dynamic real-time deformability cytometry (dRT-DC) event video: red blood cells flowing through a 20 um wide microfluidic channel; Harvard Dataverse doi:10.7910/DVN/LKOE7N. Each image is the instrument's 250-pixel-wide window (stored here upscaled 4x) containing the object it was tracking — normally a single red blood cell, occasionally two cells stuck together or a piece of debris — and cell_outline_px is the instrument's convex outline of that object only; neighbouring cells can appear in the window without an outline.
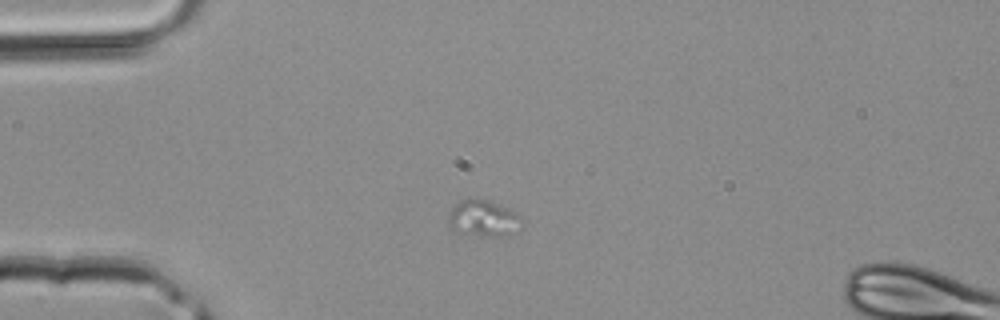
{"species": "common noctule bat (a hibernating species)", "species_latin": "Nyctalus noctula", "temperature_condition": "room temperature", "stored_images_in_passage": 14, "camera_frame_rate_fps": 3000, "um_per_image_px": 0.085, "animal": {"sex": "male", "body_mass_g": 20.4}, "frame": {"image": 1, "passage_image": 7, "time_ms": 2.0, "image_size_px": [1000, 320], "cell_outline_px": [[520, 216], [516, 232], [508, 236], [480, 236], [460, 232], [452, 228], [448, 224], [448, 216], [452, 208], [460, 200], [488, 200], [508, 208], [516, 212]], "centroid_in_image_um": [41.07, 18.58], "position_along_channel_um": 43.9, "area_um2": 15.2}}
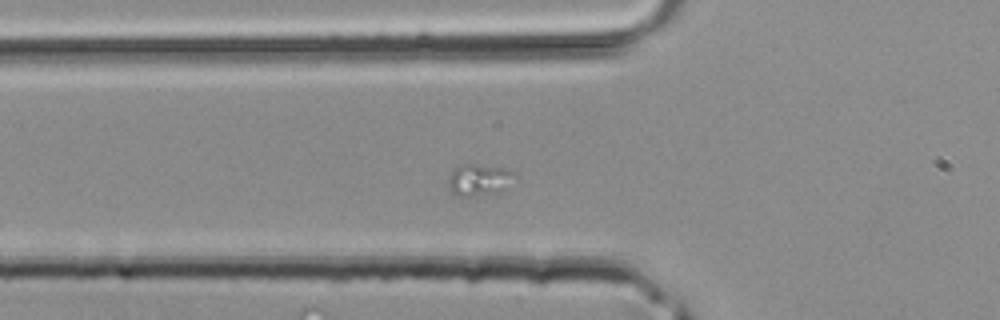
{"frame": {"image": 2, "passage_image": 11, "time_ms": 3.333, "image_size_px": [1000, 320], "cell_outline_px": [[516, 176], [500, 192], [468, 196], [460, 196], [452, 192], [448, 188], [448, 176], [460, 164], [480, 164], [504, 168], [516, 172]], "centroid_in_image_um": [40.71, 15.26], "position_along_channel_um": 85.1, "area_um2": 12.2}}